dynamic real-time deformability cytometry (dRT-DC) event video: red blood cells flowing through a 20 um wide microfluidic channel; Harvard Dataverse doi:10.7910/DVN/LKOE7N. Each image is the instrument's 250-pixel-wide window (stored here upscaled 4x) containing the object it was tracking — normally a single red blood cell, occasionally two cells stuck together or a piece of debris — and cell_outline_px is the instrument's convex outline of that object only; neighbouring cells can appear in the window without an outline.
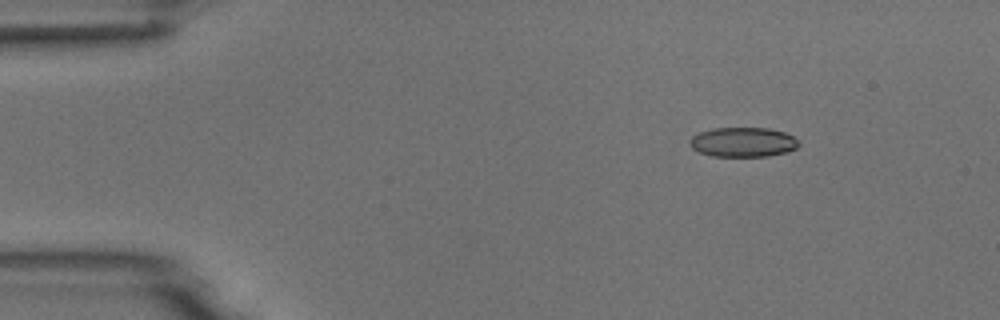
{"species": "common noctule bat (a hibernating species)", "species_latin": "Nyctalus noctula", "temperature_condition": "room temperature", "stored_images_in_passage": 7, "camera_frame_rate_fps": 3000, "um_per_image_px": 0.085, "animal": {"sex": "male", "body_mass_g": 18.8}, "frame": {"image": 1, "passage_image": 2, "time_ms": 1.0, "image_size_px": [1000, 320], "cell_outline_px": [[800, 144], [796, 148], [784, 152], [768, 156], [712, 156], [700, 152], [692, 148], [688, 144], [688, 140], [692, 136], [700, 132], [712, 128], [768, 128], [784, 132], [792, 136]], "centroid_in_image_um": [63.11, 12.07], "position_along_channel_um": 21.9, "area_um2": 18.73}}
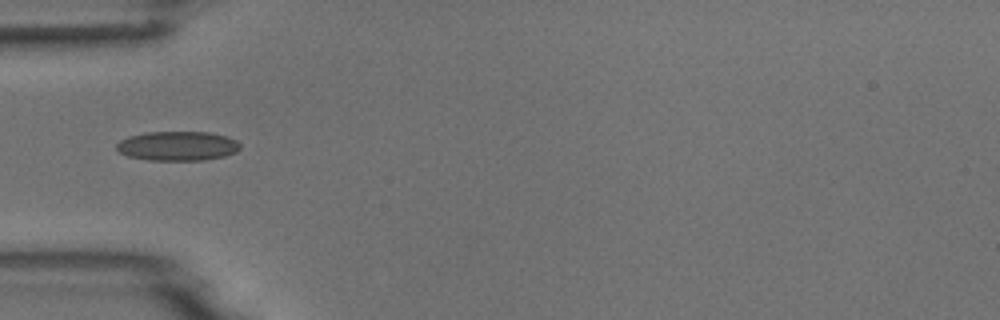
{"frame": {"image": 2, "passage_image": 4, "time_ms": 4.333, "image_size_px": [1000, 320], "cell_outline_px": [[240, 148], [236, 152], [224, 156], [204, 160], [148, 160], [128, 156], [120, 152], [116, 148], [116, 144], [120, 140], [128, 136], [148, 132], [208, 132], [228, 136], [236, 140], [240, 144]], "centroid_in_image_um": [15.1, 12.4], "position_along_channel_um": 69.9, "area_um2": 21.21}}